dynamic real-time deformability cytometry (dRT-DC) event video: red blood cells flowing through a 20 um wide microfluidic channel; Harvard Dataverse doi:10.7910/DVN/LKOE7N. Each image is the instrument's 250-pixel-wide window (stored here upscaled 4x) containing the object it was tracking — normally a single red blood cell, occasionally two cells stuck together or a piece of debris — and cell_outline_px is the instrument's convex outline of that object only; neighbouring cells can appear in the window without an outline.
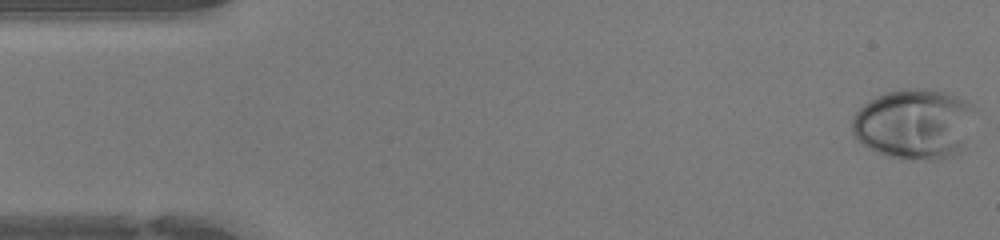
{"species": "human", "species_latin": "Homo sapiens", "temperature_condition": "warm", "stored_images_in_passage": 47, "camera_frame_rate_fps": 3000, "um_per_image_px": 0.085, "donor": {"sex": "female"}, "frame": {"image": 1, "passage_image": 1, "time_ms": 0.0, "image_size_px": [1000, 240], "cell_outline_px": [[976, 108], [964, 148], [960, 152], [952, 156], [940, 160], [900, 160], [884, 156], [868, 148], [856, 140], [852, 136], [852, 116], [864, 104], [888, 92], [904, 88], [924, 88], [944, 92], [956, 96], [972, 104]], "centroid_in_image_um": [77.71, 10.58], "position_along_channel_um": 7.3, "area_um2": 51.15}}
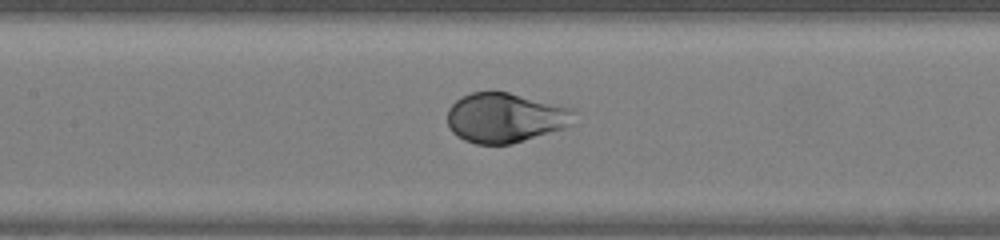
{"frame": {"image": 2, "passage_image": 21, "time_ms": 6.667, "image_size_px": [1000, 240], "cell_outline_px": [[572, 124], [564, 128], [512, 144], [476, 144], [464, 140], [456, 136], [452, 132], [448, 124], [448, 108], [460, 96], [472, 92], [508, 92], [572, 108]], "centroid_in_image_um": [42.9, 10.01], "position_along_channel_um": 164.5, "area_um2": 36.53}}
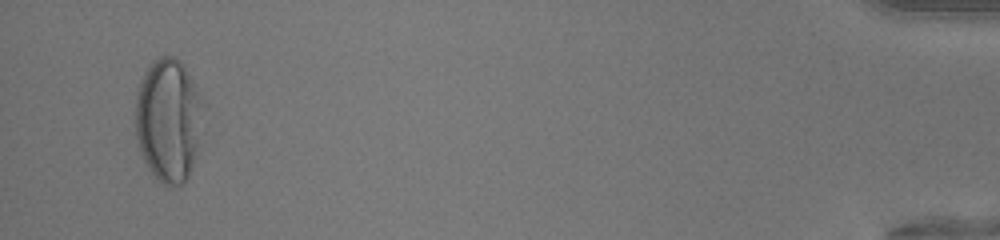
{"frame": {"image": 3, "passage_image": 45, "time_ms": 14.667, "image_size_px": [1000, 240], "cell_outline_px": [[200, 100], [196, 148], [188, 176], [180, 184], [168, 188], [164, 188], [156, 180], [148, 168], [136, 144], [136, 92], [140, 80], [144, 72], [152, 60], [160, 56], [172, 56], [180, 60], [188, 72]], "centroid_in_image_um": [14.21, 10.22], "position_along_channel_um": 421.0, "area_um2": 47.8}, "authors_computed_cell_mechanics": {"area_um2": 39.593, "velocity_mm_per_s": 4.3069, "shape_relaxation_time_tau1_ms": 2.986, "shape_relaxation_time_tau2_ms": null, "deformation_change_tau1": 0.1768, "deformation_change_tau2": null}}